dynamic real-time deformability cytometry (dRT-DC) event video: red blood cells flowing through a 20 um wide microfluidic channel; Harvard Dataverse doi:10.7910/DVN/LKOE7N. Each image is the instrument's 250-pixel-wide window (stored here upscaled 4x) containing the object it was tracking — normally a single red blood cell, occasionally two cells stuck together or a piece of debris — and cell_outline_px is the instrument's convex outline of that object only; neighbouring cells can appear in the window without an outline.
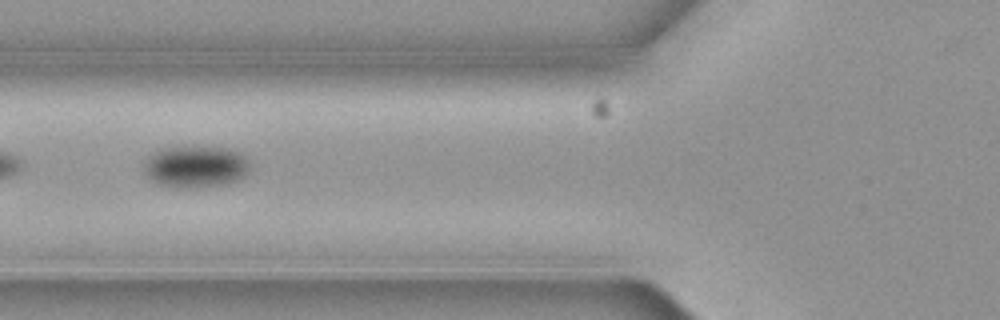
{"species": "common noctule bat (a hibernating species)", "species_latin": "Nyctalus noctula", "temperature_condition": "cold", "stored_images_in_passage": 7, "camera_frame_rate_fps": 3000, "um_per_image_px": 0.085, "animal": {"sex": "female", "body_mass_g": 19.3, "forearm_length_mm": 54.1}, "frame": {"image": 1, "passage_image": 2, "time_ms": 0.333, "image_size_px": [1000, 320], "cell_outline_px": [[248, 172], [240, 180], [224, 184], [196, 188], [176, 188], [156, 184], [144, 172], [144, 164], [156, 152], [164, 148], [184, 144], [192, 144], [232, 148], [240, 152], [248, 160]], "centroid_in_image_um": [16.66, 14.13], "position_along_channel_um": 109.1, "area_um2": 26.65}}
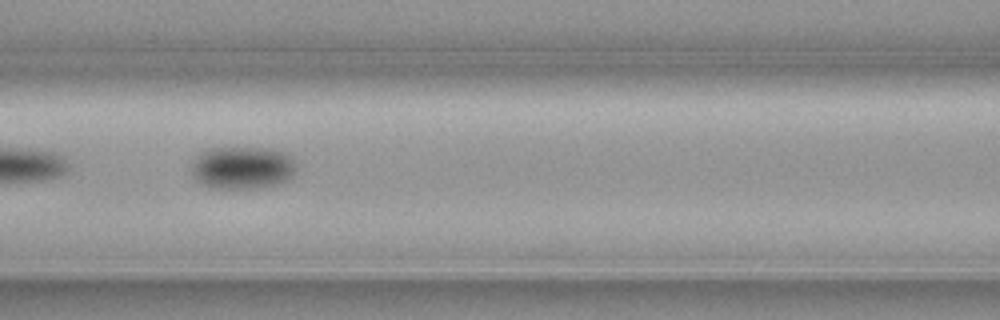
{"frame": {"image": 2, "passage_image": 3, "time_ms": 0.667, "image_size_px": [1000, 320], "cell_outline_px": [[296, 172], [292, 176], [276, 184], [256, 188], [212, 188], [196, 180], [192, 176], [192, 160], [200, 152], [208, 148], [272, 148], [284, 152], [292, 156], [296, 164]], "centroid_in_image_um": [20.6, 14.23], "position_along_channel_um": 146.0, "area_um2": 26.24}}
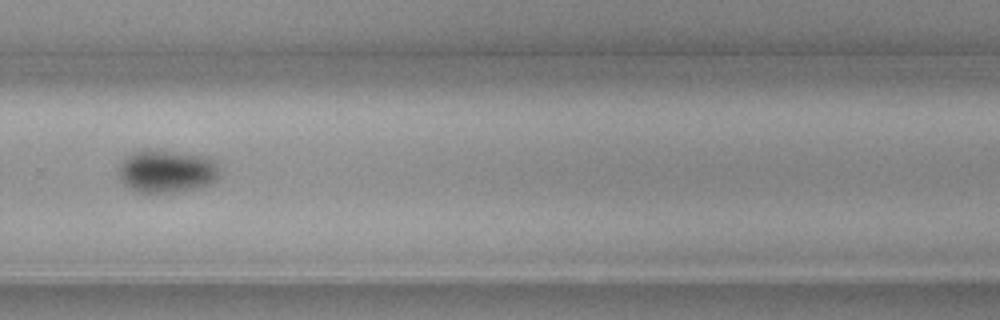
{"frame": {"image": 3, "passage_image": 7, "time_ms": 2.0, "image_size_px": [1000, 320], "cell_outline_px": [[220, 176], [208, 184], [196, 188], [172, 192], [140, 192], [124, 184], [120, 176], [120, 160], [124, 156], [140, 148], [160, 148], [208, 156], [220, 168]], "centroid_in_image_um": [14.16, 14.48], "position_along_channel_um": 315.6, "area_um2": 25.72}}